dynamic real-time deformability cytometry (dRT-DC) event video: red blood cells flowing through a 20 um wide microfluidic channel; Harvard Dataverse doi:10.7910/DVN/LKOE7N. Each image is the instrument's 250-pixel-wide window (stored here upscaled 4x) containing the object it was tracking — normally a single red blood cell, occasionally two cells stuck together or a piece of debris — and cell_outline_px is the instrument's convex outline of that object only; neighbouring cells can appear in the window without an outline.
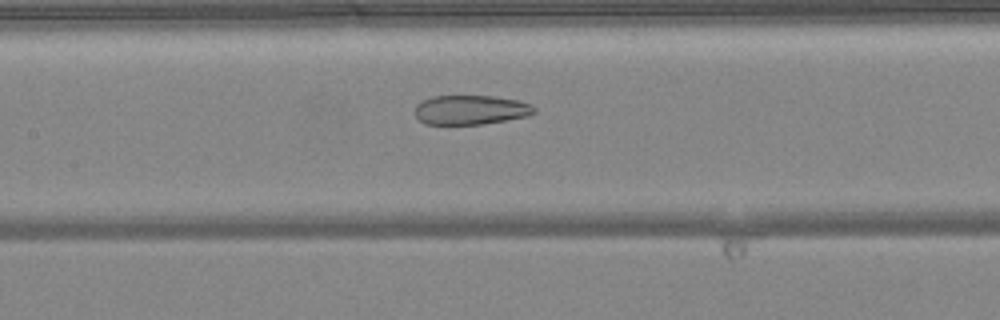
{"species": "common noctule bat (a hibernating species)", "species_latin": "Nyctalus noctula", "temperature_condition": "warm", "stored_images_in_passage": 45, "camera_frame_rate_fps": 3000, "um_per_image_px": 0.085, "animal": {"sex": "female", "body_mass_g": 24.6, "forearm_length_mm": 56.2}, "frame": {"image": 1, "passage_image": 19, "time_ms": 6.0, "image_size_px": [1000, 320], "cell_outline_px": [[536, 112], [528, 116], [484, 124], [424, 124], [416, 116], [416, 104], [432, 96], [492, 96], [516, 100], [532, 104], [536, 108]], "centroid_in_image_um": [40.03, 9.34], "position_along_channel_um": 167.4, "area_um2": 20.4}}
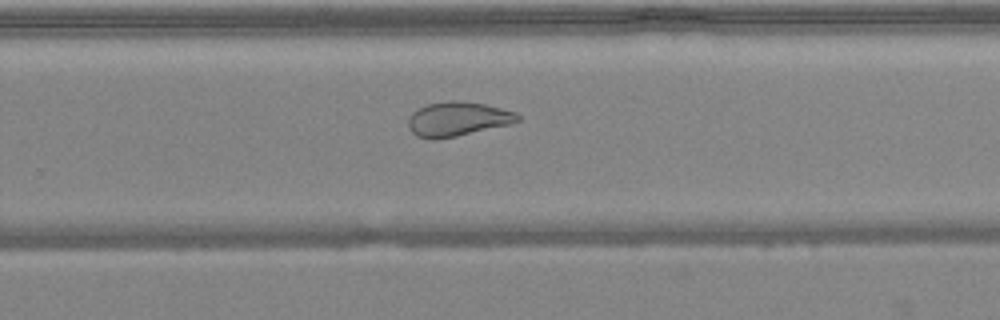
{"frame": {"image": 2, "passage_image": 28, "time_ms": 9.0, "image_size_px": [1000, 320], "cell_outline_px": [[520, 120], [512, 124], [456, 136], [432, 140], [416, 136], [408, 128], [408, 120], [412, 112], [428, 104], [448, 100], [460, 100], [484, 104], [516, 112], [520, 116]], "centroid_in_image_um": [38.9, 10.12], "position_along_channel_um": 290.9, "area_um2": 21.96}}
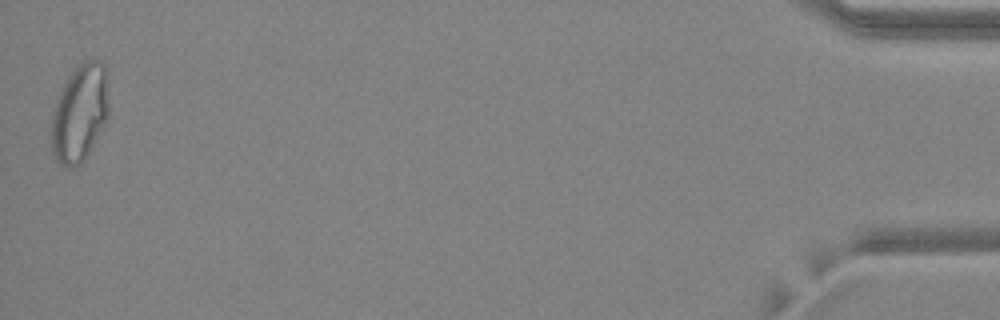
{"frame": {"image": 3, "passage_image": 45, "time_ms": 14.667, "image_size_px": [1000, 320], "cell_outline_px": [[108, 120], [84, 160], [80, 164], [72, 168], [68, 168], [60, 164], [56, 160], [52, 152], [52, 112], [60, 92], [68, 76], [76, 64], [88, 60], [104, 60], [108, 68]], "centroid_in_image_um": [6.82, 9.56], "position_along_channel_um": 428.4, "area_um2": 33.23}, "authors_computed_cell_mechanics": {"area_um2": 27.3972, "velocity_mm_per_s": 4.1297, "shape_relaxation_time_tau1_ms": null, "shape_relaxation_time_tau2_ms": 1.446, "deformation_change_tau1": null, "deformation_change_tau2": 0.0823}}